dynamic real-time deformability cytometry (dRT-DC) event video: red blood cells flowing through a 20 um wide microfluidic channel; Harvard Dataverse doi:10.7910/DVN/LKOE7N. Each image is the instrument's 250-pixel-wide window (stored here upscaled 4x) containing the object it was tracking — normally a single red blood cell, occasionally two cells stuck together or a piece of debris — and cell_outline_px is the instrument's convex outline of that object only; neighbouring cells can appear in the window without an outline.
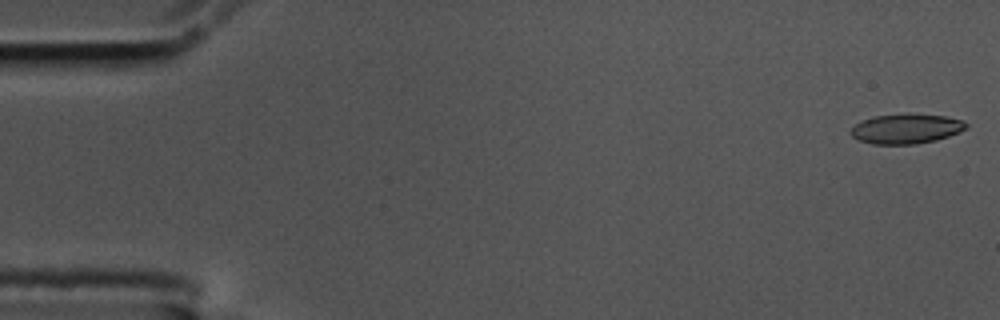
{"species": "common noctule bat (a hibernating species)", "species_latin": "Nyctalus noctula", "temperature_condition": "cold", "stored_images_in_passage": 57, "camera_frame_rate_fps": 3000, "um_per_image_px": 0.085, "animal": {"sex": "male", "body_mass_g": 17.5, "forearm_length_mm": 52.3}, "frame": {"image": 1, "passage_image": 1, "time_ms": 0.0, "image_size_px": [1000, 320], "cell_outline_px": [[968, 128], [960, 132], [936, 140], [916, 144], [872, 144], [860, 140], [852, 136], [848, 132], [860, 120], [876, 116], [908, 112], [944, 116], [960, 120], [968, 124]], "centroid_in_image_um": [77.02, 10.93], "position_along_channel_um": 8.0, "area_um2": 20.29}}
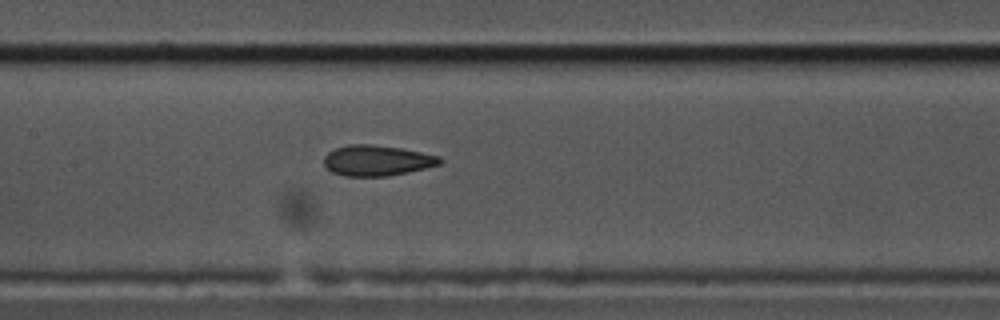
{"frame": {"image": 2, "passage_image": 27, "time_ms": 8.667, "image_size_px": [1000, 320], "cell_outline_px": [[444, 160], [440, 164], [408, 172], [388, 176], [344, 176], [332, 172], [324, 164], [324, 156], [328, 152], [336, 148], [348, 144], [368, 144], [400, 148], [440, 156]], "centroid_in_image_um": [32.03, 13.64], "position_along_channel_um": 175.4, "area_um2": 20.58}}
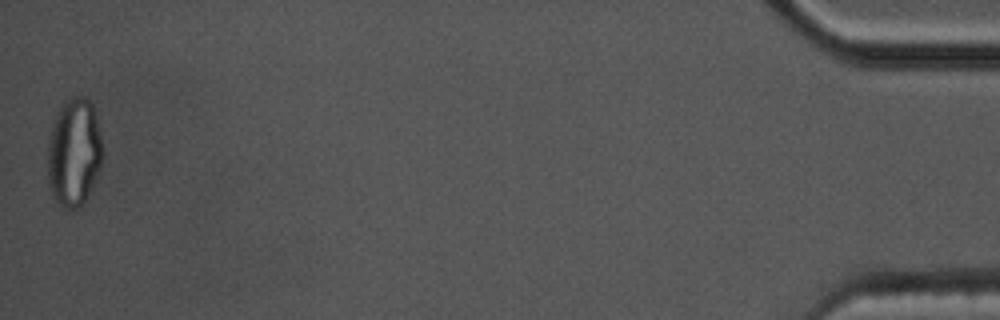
{"frame": {"image": 3, "passage_image": 57, "time_ms": 18.667, "image_size_px": [1000, 320], "cell_outline_px": [[104, 152], [100, 168], [92, 188], [84, 204], [76, 208], [64, 208], [52, 196], [48, 184], [48, 144], [52, 128], [56, 116], [64, 100], [72, 96], [84, 96], [92, 104]], "centroid_in_image_um": [6.3, 12.98], "position_along_channel_um": 428.9, "area_um2": 34.62}, "authors_computed_cell_mechanics": {"area_um2": 21.097, "velocity_mm_per_s": 3.4811, "shape_relaxation_time_tau1_ms": null, "shape_relaxation_time_tau2_ms": 1.733, "deformation_change_tau1": null, "deformation_change_tau2": 0.0703}}